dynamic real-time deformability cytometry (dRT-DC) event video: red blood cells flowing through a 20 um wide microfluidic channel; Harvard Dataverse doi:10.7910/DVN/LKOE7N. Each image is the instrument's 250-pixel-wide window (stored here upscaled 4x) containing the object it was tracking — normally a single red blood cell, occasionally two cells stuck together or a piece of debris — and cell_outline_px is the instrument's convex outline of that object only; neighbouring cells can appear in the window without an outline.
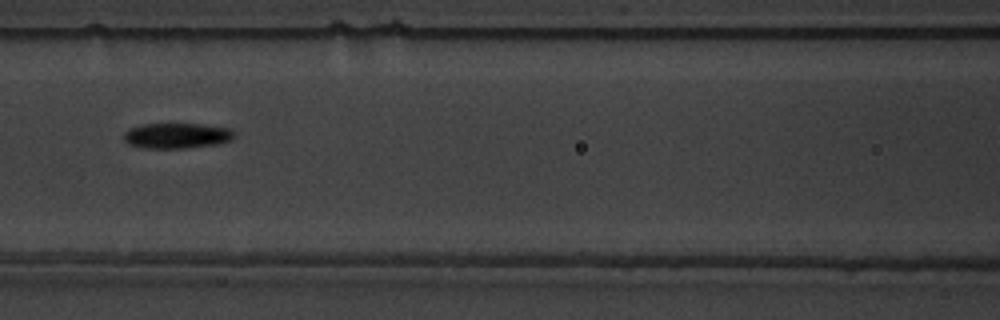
{"species": "common noctule bat (a hibernating species)", "species_latin": "Nyctalus noctula", "temperature_condition": "warm", "stored_images_in_passage": 4, "camera_frame_rate_fps": 3000, "um_per_image_px": 0.085, "animal": {"sex": "male", "body_mass_g": 19.5, "forearm_length_mm": 54.6}, "frame": {"image": 1, "passage_image": 4, "time_ms": 3.333, "image_size_px": [1000, 320], "cell_outline_px": [[236, 136], [232, 140], [216, 144], [184, 148], [148, 148], [128, 144], [124, 140], [124, 132], [128, 128], [144, 124], [204, 124], [232, 128]], "centroid_in_image_um": [15.06, 11.52], "position_along_channel_um": 151.5, "area_um2": 16.47}}